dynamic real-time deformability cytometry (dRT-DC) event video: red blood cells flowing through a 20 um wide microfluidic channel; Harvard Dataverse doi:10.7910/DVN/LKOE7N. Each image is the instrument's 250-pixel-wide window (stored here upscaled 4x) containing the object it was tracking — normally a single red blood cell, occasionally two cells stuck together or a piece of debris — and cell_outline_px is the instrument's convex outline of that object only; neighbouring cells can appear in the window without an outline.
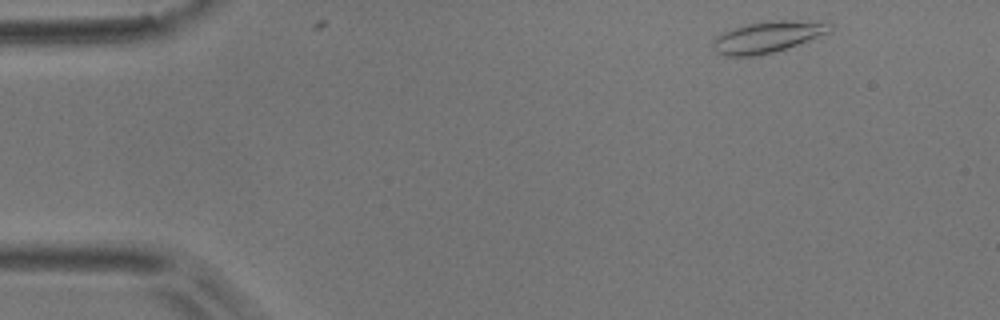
{"species": "common noctule bat (a hibernating species)", "species_latin": "Nyctalus noctula", "temperature_condition": "room temperature", "stored_images_in_passage": 3, "camera_frame_rate_fps": 3000, "um_per_image_px": 0.085, "animal": {"sex": "male", "body_mass_g": 17.9}, "frame": {"image": 1, "passage_image": 2, "time_ms": 0.333, "image_size_px": [1000, 320], "cell_outline_px": [[832, 28], [828, 32], [788, 48], [772, 52], [752, 56], [724, 56], [716, 52], [712, 48], [712, 40], [716, 36], [732, 28], [744, 24], [776, 20], [788, 20], [832, 24]], "centroid_in_image_um": [65.14, 3.15], "position_along_channel_um": 19.9, "area_um2": 21.04}}